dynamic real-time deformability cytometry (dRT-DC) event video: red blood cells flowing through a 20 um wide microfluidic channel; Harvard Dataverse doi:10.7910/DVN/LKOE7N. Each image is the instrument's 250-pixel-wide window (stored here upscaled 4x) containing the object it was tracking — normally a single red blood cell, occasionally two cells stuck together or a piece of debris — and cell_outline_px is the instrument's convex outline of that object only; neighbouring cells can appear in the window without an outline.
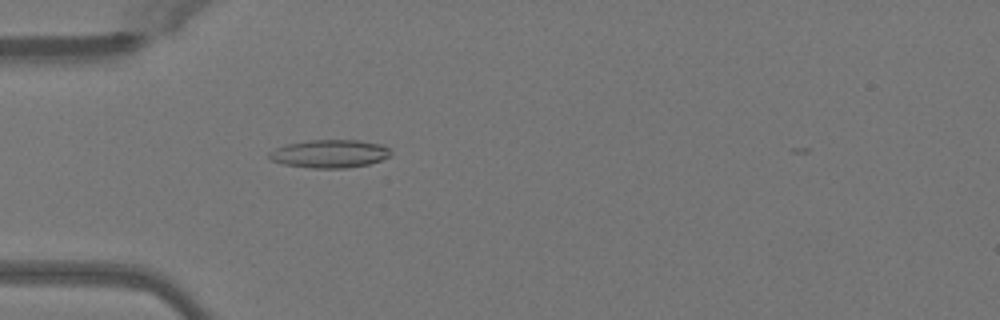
{"species": "Egyptian fruit bat (a non-hibernating species)", "species_latin": "Rousettus aegyptiacus", "temperature_condition": "warm", "stored_images_in_passage": 36, "camera_frame_rate_fps": 3000, "um_per_image_px": 0.085, "animal": {"sex": "female"}, "frame": {"image": 1, "passage_image": 2, "time_ms": 0.333, "image_size_px": [1000, 320], "cell_outline_px": [[392, 156], [368, 164], [348, 168], [312, 168], [284, 164], [272, 160], [268, 156], [268, 152], [276, 148], [288, 144], [308, 140], [360, 140], [380, 144], [388, 148], [392, 152]], "centroid_in_image_um": [28.05, 13.06], "position_along_channel_um": 57.0, "area_um2": 19.88}}
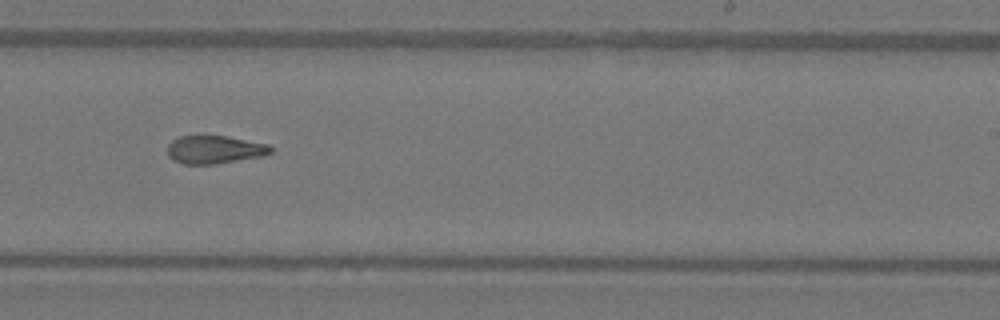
{"frame": {"image": 2, "passage_image": 18, "time_ms": 5.667, "image_size_px": [1000, 320], "cell_outline_px": [[272, 152], [260, 156], [216, 164], [184, 164], [172, 160], [168, 156], [168, 144], [172, 140], [180, 136], [204, 132], [268, 144], [272, 148]], "centroid_in_image_um": [18.17, 12.67], "position_along_channel_um": 270.8, "area_um2": 17.4}}
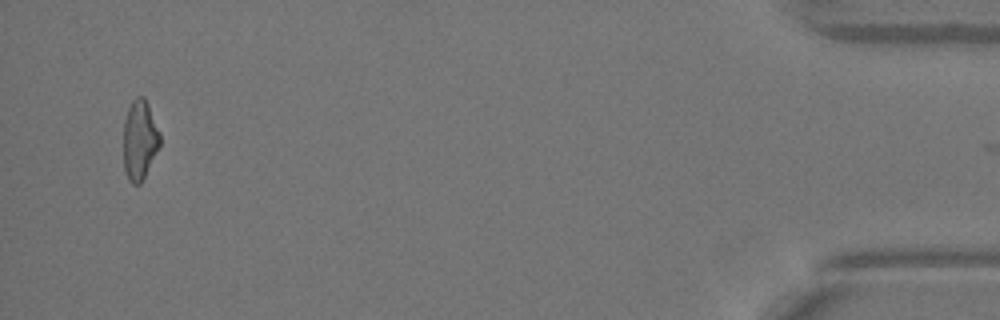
{"frame": {"image": 3, "passage_image": 35, "time_ms": 11.333, "image_size_px": [1000, 320], "cell_outline_px": [[160, 144], [140, 184], [132, 184], [128, 180], [124, 168], [124, 120], [128, 108], [132, 100], [136, 96], [144, 96], [148, 104], [160, 132]], "centroid_in_image_um": [11.86, 11.86], "position_along_channel_um": 423.3, "area_um2": 16.82}, "authors_computed_cell_mechanics": {"area_um2": 17.3978, "velocity_mm_per_s": 4.11, "shape_relaxation_time_tau1_ms": null, "shape_relaxation_time_tau2_ms": 9.6791, "deformation_change_tau1": null, "deformation_change_tau2": 0.1939}}